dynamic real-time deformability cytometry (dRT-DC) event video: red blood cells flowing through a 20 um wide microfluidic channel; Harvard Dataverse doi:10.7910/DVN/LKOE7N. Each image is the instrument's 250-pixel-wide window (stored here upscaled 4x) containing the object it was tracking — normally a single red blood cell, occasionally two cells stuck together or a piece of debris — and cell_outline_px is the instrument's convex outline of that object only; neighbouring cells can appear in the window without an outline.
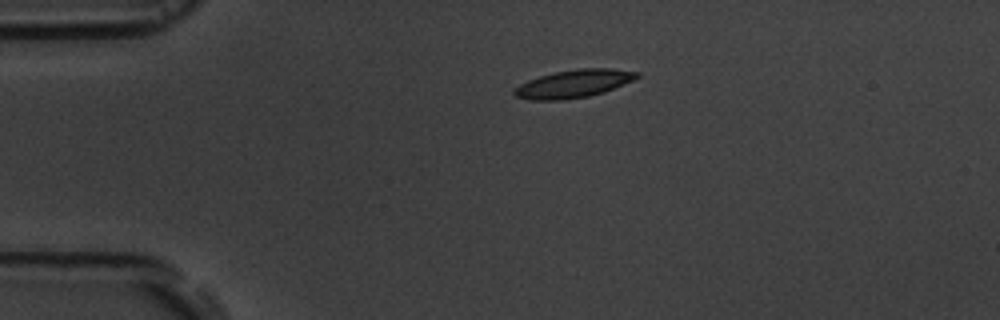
{"species": "common noctule bat (a hibernating species)", "species_latin": "Nyctalus noctula", "temperature_condition": "room temperature", "stored_images_in_passage": 2, "camera_frame_rate_fps": 3000, "um_per_image_px": 0.085, "animal": {"sex": "male", "body_mass_g": 19.5, "forearm_length_mm": 54.6}, "frame": {"image": 1, "passage_image": 1, "time_ms": 0.0, "image_size_px": [1000, 320], "cell_outline_px": [[640, 76], [632, 80], [604, 92], [588, 96], [564, 100], [528, 100], [516, 96], [512, 92], [520, 84], [528, 80], [540, 76], [556, 72], [580, 68], [608, 68], [640, 72]], "centroid_in_image_um": [48.75, 7.12], "position_along_channel_um": 36.2, "area_um2": 19.77}}